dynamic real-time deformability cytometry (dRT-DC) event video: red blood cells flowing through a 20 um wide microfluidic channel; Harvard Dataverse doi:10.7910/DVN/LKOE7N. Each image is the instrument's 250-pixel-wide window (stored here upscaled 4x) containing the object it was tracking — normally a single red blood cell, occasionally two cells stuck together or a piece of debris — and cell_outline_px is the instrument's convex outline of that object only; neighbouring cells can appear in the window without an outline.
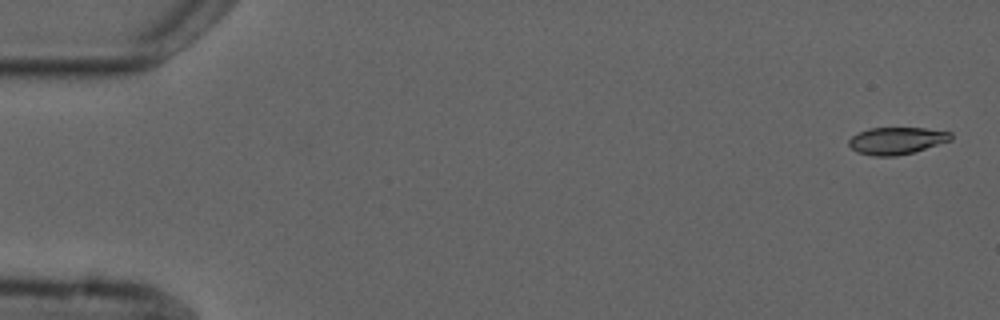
{"species": "common noctule bat (a hibernating species)", "species_latin": "Nyctalus noctula", "temperature_condition": "cold", "stored_images_in_passage": 4, "camera_frame_rate_fps": 3000, "um_per_image_px": 0.085, "animal": {"sex": "male", "forearm_length_mm": 52.5}, "frame": {"image": 1, "passage_image": 1, "time_ms": 0.0, "image_size_px": [1000, 320], "cell_outline_px": [[952, 140], [912, 152], [896, 156], [872, 156], [856, 152], [848, 144], [848, 140], [852, 136], [868, 128], [924, 128], [952, 132]], "centroid_in_image_um": [76.2, 11.96], "position_along_channel_um": 8.8, "area_um2": 16.07}}